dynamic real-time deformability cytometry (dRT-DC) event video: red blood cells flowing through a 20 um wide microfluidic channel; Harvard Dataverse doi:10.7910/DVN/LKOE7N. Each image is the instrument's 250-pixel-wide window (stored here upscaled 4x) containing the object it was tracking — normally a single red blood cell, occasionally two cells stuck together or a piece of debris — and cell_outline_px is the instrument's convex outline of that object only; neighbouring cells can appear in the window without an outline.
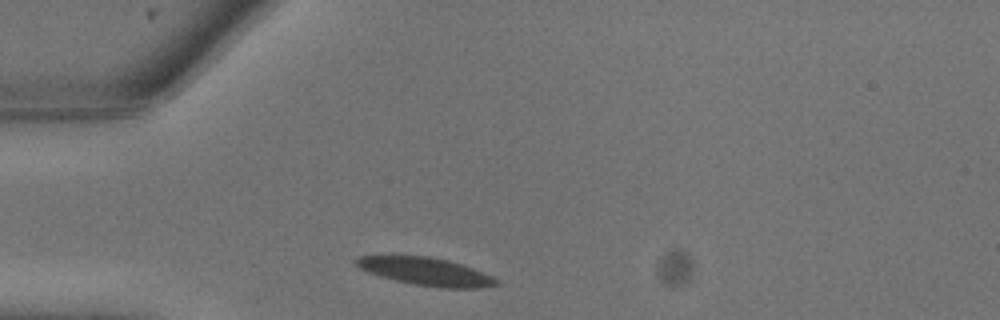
{"species": "common noctule bat (a hibernating species)", "species_latin": "Nyctalus noctula", "temperature_condition": "warm", "stored_images_in_passage": 13, "camera_frame_rate_fps": 3000, "um_per_image_px": 0.085, "animal": {"sex": "male", "body_mass_g": 13.3}, "frame": {"image": 1, "passage_image": 1, "time_ms": 0.0, "image_size_px": [1000, 320], "cell_outline_px": [[500, 284], [480, 288], [440, 288], [416, 284], [396, 280], [380, 276], [368, 272], [360, 268], [352, 260], [356, 256], [428, 256], [448, 260], [472, 268], [492, 276], [500, 280]], "centroid_in_image_um": [36.21, 23.08], "position_along_channel_um": 48.8, "area_um2": 22.6}}
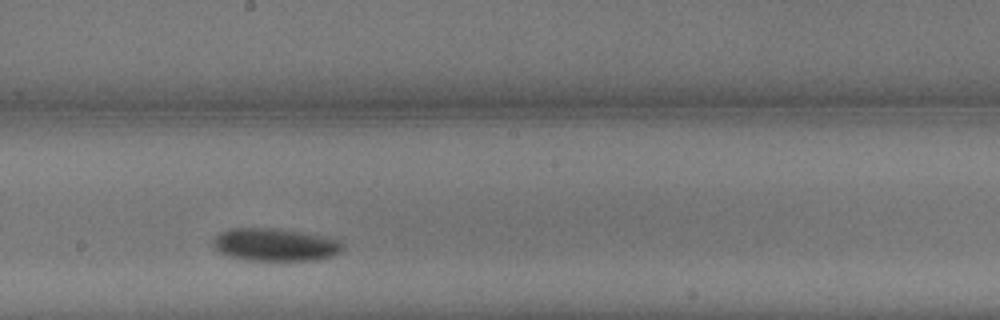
{"frame": {"image": 2, "passage_image": 8, "time_ms": 2.333, "image_size_px": [1000, 320], "cell_outline_px": [[344, 248], [340, 252], [332, 256], [316, 260], [244, 260], [228, 256], [220, 252], [212, 244], [212, 240], [220, 232], [232, 228], [276, 228], [304, 232], [328, 236], [340, 240], [344, 244]], "centroid_in_image_um": [23.42, 20.79], "position_along_channel_um": 224.8, "area_um2": 25.03}}
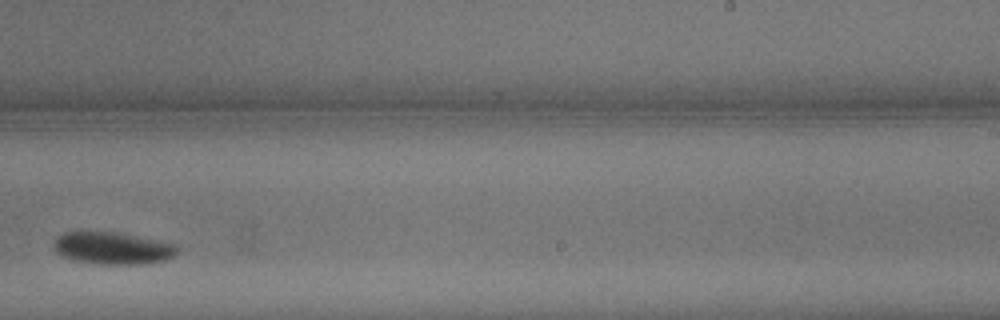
{"frame": {"image": 3, "passage_image": 10, "time_ms": 3.0, "image_size_px": [1000, 320], "cell_outline_px": [[180, 252], [164, 260], [148, 264], [96, 264], [76, 260], [64, 256], [56, 252], [52, 244], [64, 232], [116, 232], [180, 244]], "centroid_in_image_um": [9.66, 21.1], "position_along_channel_um": 279.3, "area_um2": 23.29}}